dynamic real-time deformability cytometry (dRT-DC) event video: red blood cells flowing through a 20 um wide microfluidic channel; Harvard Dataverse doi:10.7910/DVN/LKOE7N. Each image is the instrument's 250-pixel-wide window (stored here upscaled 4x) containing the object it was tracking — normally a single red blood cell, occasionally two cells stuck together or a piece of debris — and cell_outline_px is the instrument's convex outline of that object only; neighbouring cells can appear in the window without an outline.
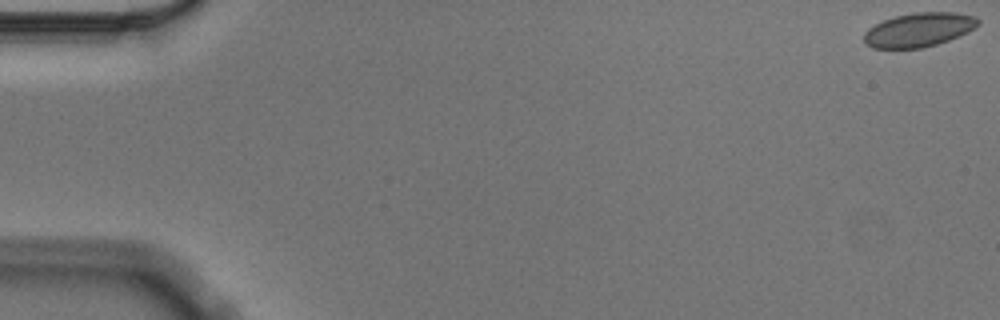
{"species": "Egyptian fruit bat (a non-hibernating species)", "species_latin": "Rousettus aegyptiacus", "temperature_condition": "cold", "stored_images_in_passage": 57, "camera_frame_rate_fps": 3000, "um_per_image_px": 0.085, "animal": {"sex": "male"}, "frame": {"image": 1, "passage_image": 1, "time_ms": 0.0, "image_size_px": [1000, 320], "cell_outline_px": [[980, 24], [968, 32], [948, 40], [924, 48], [872, 48], [864, 44], [864, 32], [868, 28], [884, 20], [896, 16], [912, 12], [956, 12], [976, 16], [980, 20]], "centroid_in_image_um": [78.11, 2.53], "position_along_channel_um": 6.9, "area_um2": 22.77}}
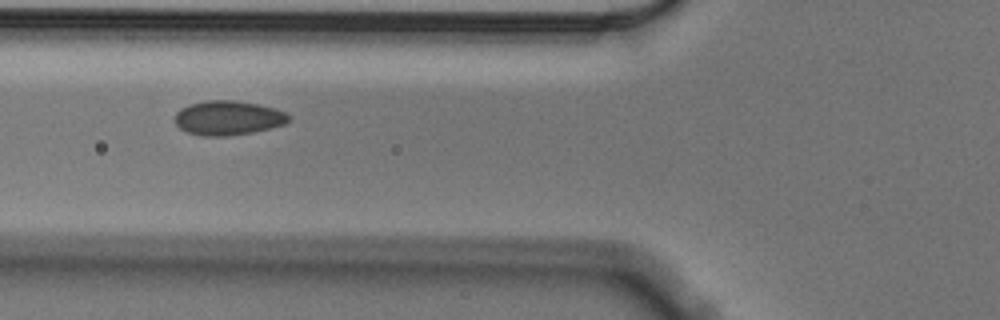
{"frame": {"image": 2, "passage_image": 22, "time_ms": 7.0, "image_size_px": [1000, 320], "cell_outline_px": [[292, 120], [284, 124], [252, 132], [228, 136], [200, 136], [188, 132], [180, 128], [176, 124], [176, 112], [180, 108], [192, 104], [208, 100], [232, 100], [260, 104], [276, 108], [292, 116]], "centroid_in_image_um": [19.42, 10.02], "position_along_channel_um": 106.4, "area_um2": 22.83}}
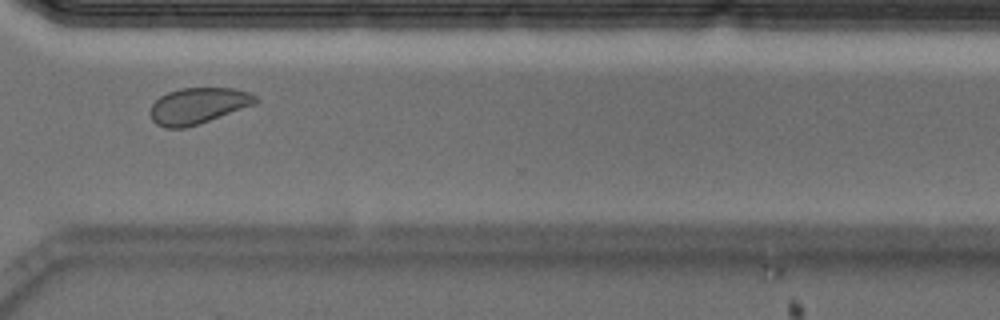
{"frame": {"image": 3, "passage_image": 43, "time_ms": 14.0, "image_size_px": [1000, 320], "cell_outline_px": [[260, 100], [256, 104], [184, 128], [164, 128], [156, 124], [152, 120], [148, 112], [152, 104], [160, 96], [168, 92], [180, 88], [232, 88], [248, 92], [256, 96]], "centroid_in_image_um": [16.8, 8.98], "position_along_channel_um": 353.8, "area_um2": 22.08}, "authors_computed_cell_mechanics": {"area_um2": 22.542, "velocity_mm_per_s": 3.5298, "shape_relaxation_time_tau1_ms": 6.3122, "shape_relaxation_time_tau2_ms": null, "deformation_change_tau1": 0.072, "deformation_change_tau2": null}}